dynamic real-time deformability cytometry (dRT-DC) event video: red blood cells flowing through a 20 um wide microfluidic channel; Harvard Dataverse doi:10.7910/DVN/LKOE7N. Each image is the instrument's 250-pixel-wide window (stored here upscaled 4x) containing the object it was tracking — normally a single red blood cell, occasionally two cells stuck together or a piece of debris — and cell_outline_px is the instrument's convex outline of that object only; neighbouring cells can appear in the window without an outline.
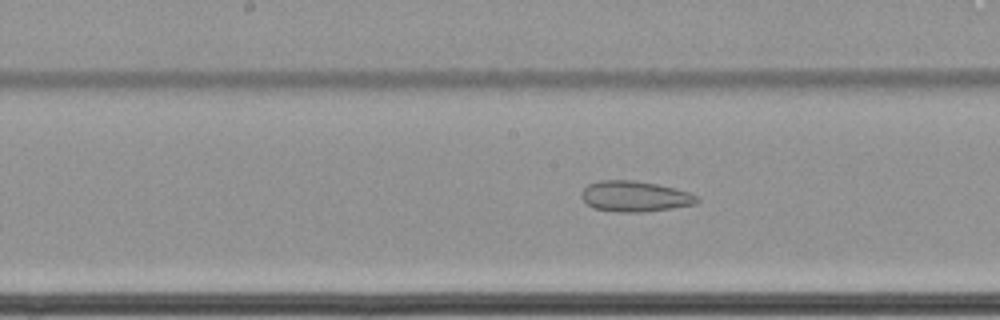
{"species": "common noctule bat (a hibernating species)", "species_latin": "Nyctalus noctula", "temperature_condition": "cold", "stored_images_in_passage": 65, "camera_frame_rate_fps": 3000, "um_per_image_px": 0.085, "animal": {"sex": "female", "body_mass_g": 22.7, "forearm_length_mm": 54.2}, "frame": {"image": 1, "passage_image": 37, "time_ms": 12.0, "image_size_px": [1000, 320], "cell_outline_px": [[700, 200], [696, 204], [672, 208], [640, 212], [620, 212], [592, 208], [580, 196], [580, 192], [588, 184], [600, 180], [632, 180], [656, 184], [676, 188], [700, 196]], "centroid_in_image_um": [53.97, 16.69], "position_along_channel_um": 194.2, "area_um2": 20.75}}
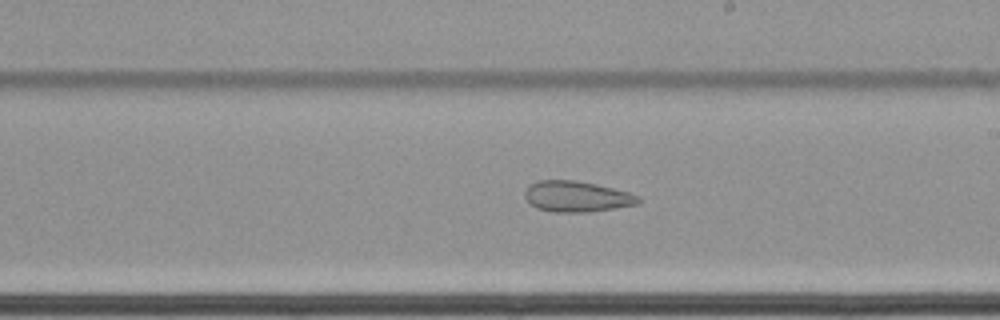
{"frame": {"image": 2, "passage_image": 41, "time_ms": 13.333, "image_size_px": [1000, 320], "cell_outline_px": [[640, 200], [636, 204], [588, 212], [552, 212], [536, 208], [524, 196], [524, 192], [528, 184], [536, 180], [572, 180], [596, 184], [628, 192], [640, 196]], "centroid_in_image_um": [48.97, 16.69], "position_along_channel_um": 240.0, "area_um2": 20.29}}
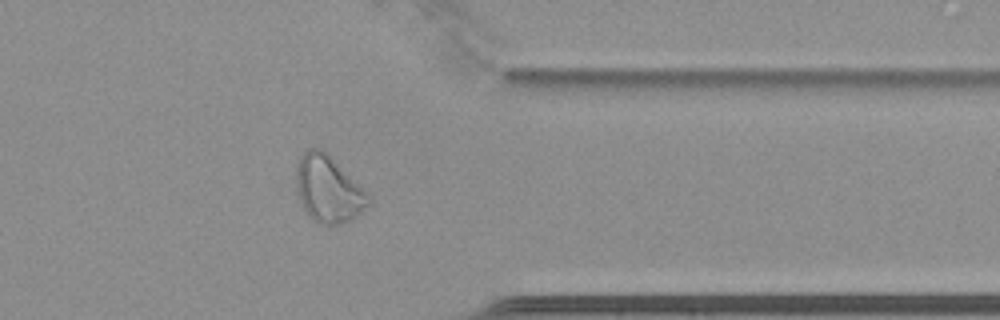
{"frame": {"image": 3, "passage_image": 54, "time_ms": 17.667, "image_size_px": [1000, 320], "cell_outline_px": [[372, 204], [352, 220], [340, 224], [316, 224], [304, 212], [300, 204], [296, 188], [296, 164], [300, 156], [308, 148], [320, 148], [328, 152], [372, 196]], "centroid_in_image_um": [27.92, 16.08], "position_along_channel_um": 383.5, "area_um2": 29.07}}